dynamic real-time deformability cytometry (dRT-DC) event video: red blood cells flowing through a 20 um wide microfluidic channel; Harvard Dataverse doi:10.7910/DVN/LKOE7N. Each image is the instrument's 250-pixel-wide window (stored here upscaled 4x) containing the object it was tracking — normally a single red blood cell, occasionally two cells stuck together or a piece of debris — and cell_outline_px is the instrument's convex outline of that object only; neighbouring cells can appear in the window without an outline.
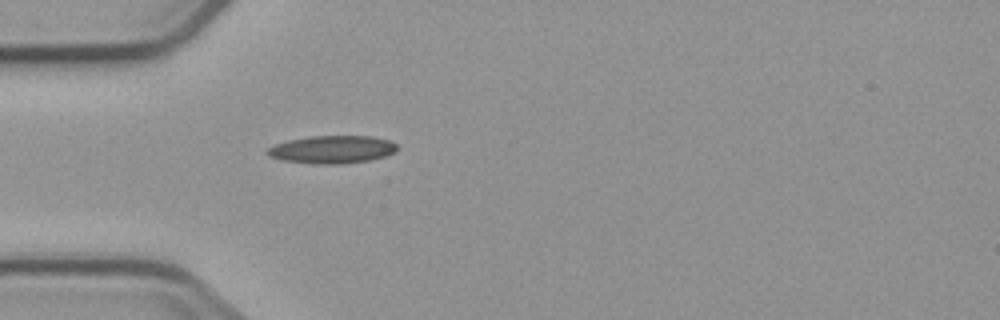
{"species": "common noctule bat (a hibernating species)", "species_latin": "Nyctalus noctula", "temperature_condition": "cold", "stored_images_in_passage": 5, "camera_frame_rate_fps": 3000, "um_per_image_px": 0.085, "animal": {"sex": "male", "body_mass_g": 23.1, "forearm_length_mm": 52.7}, "frame": {"image": 1, "passage_image": 5, "time_ms": 4.667, "image_size_px": [1000, 320], "cell_outline_px": [[400, 148], [396, 152], [384, 156], [368, 160], [336, 164], [312, 164], [284, 160], [268, 156], [264, 152], [268, 148], [276, 144], [288, 140], [312, 136], [372, 136], [388, 140], [396, 144]], "centroid_in_image_um": [28.23, 12.7], "position_along_channel_um": 56.8, "area_um2": 20.98}}